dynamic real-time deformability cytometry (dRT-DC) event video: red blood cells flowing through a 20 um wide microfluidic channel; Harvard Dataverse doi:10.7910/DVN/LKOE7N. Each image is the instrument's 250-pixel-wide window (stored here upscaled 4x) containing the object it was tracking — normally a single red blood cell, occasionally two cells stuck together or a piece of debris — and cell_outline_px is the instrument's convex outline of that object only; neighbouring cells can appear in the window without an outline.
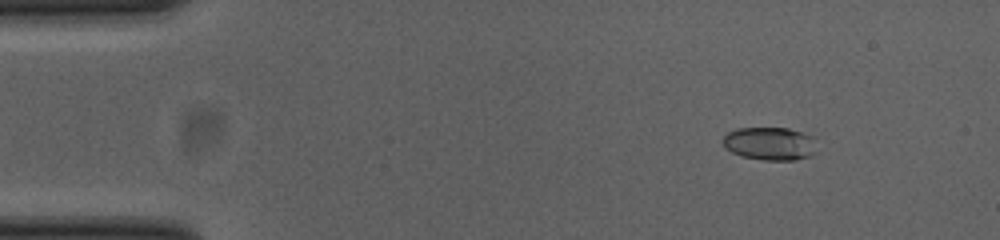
{"species": "common noctule bat (a hibernating species)", "species_latin": "Nyctalus noctula", "temperature_condition": "cold", "stored_images_in_passage": 51, "camera_frame_rate_fps": 3000, "um_per_image_px": 0.085, "animal": {"sex": "female", "body_mass_g": 23.0, "forearm_length_mm": 53.4}, "frame": {"image": 1, "passage_image": 5, "time_ms": 1.333, "image_size_px": [1000, 240], "cell_outline_px": [[816, 152], [808, 156], [796, 160], [764, 160], [740, 156], [724, 148], [724, 136], [728, 132], [736, 128], [788, 128], [812, 136]], "centroid_in_image_um": [65.41, 12.21], "position_along_channel_um": 19.6, "area_um2": 18.03}}
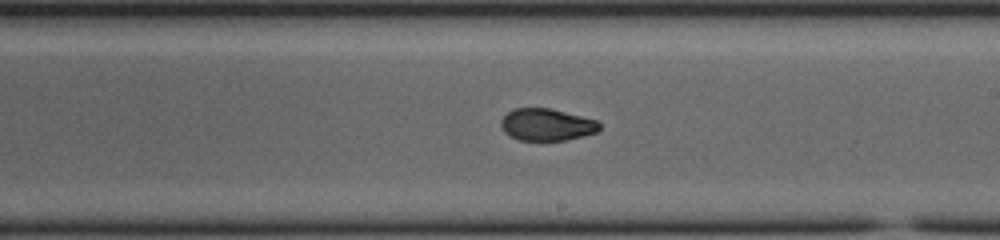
{"frame": {"image": 2, "passage_image": 29, "time_ms": 9.333, "image_size_px": [1000, 240], "cell_outline_px": [[600, 128], [596, 132], [584, 136], [564, 140], [520, 140], [504, 132], [500, 124], [500, 120], [512, 108], [552, 108], [600, 120]], "centroid_in_image_um": [46.5, 10.57], "position_along_channel_um": 242.5, "area_um2": 18.61}}
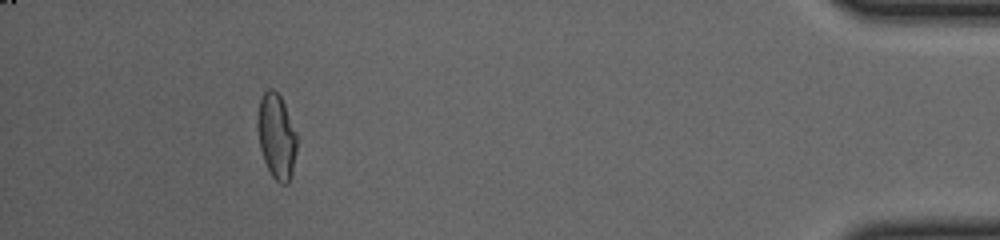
{"frame": {"image": 3, "passage_image": 47, "time_ms": 15.333, "image_size_px": [1000, 240], "cell_outline_px": [[296, 152], [292, 172], [288, 184], [280, 184], [272, 176], [264, 160], [260, 148], [256, 128], [256, 120], [260, 100], [264, 92], [268, 88], [272, 88], [280, 96], [284, 104], [296, 132]], "centroid_in_image_um": [23.48, 11.58], "position_along_channel_um": 411.7, "area_um2": 19.48}, "authors_computed_cell_mechanics": {"area_um2": 19.074, "velocity_mm_per_s": 3.8799, "shape_relaxation_time_tau1_ms": 4.6726, "shape_relaxation_time_tau2_ms": 1.8322, "deformation_change_tau1": 0.1892, "deformation_change_tau2": 0.0643}}